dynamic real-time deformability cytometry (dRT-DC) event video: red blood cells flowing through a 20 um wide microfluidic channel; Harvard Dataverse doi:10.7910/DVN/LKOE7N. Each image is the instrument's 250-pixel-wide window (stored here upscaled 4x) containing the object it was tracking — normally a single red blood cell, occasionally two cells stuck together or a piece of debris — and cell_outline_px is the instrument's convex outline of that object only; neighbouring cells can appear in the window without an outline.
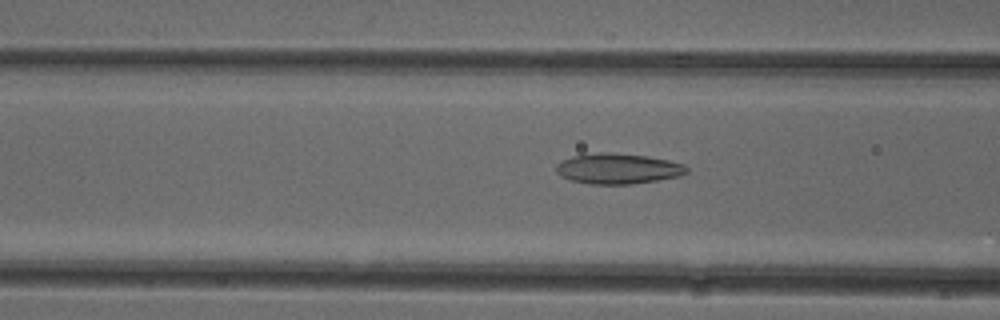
{"species": "common noctule bat (a hibernating species)", "species_latin": "Nyctalus noctula", "temperature_condition": "cold", "stored_images_in_passage": 34, "camera_frame_rate_fps": 3000, "um_per_image_px": 0.085, "animal": {"sex": "female"}, "frame": {"image": 1, "passage_image": 20, "time_ms": 6.333, "image_size_px": [1000, 320], "cell_outline_px": [[688, 172], [680, 176], [632, 184], [588, 184], [572, 180], [560, 176], [556, 172], [556, 164], [572, 156], [600, 152], [612, 152], [648, 156], [668, 160], [684, 164], [688, 168]], "centroid_in_image_um": [52.53, 14.33], "position_along_channel_um": 114.1, "area_um2": 23.24}}
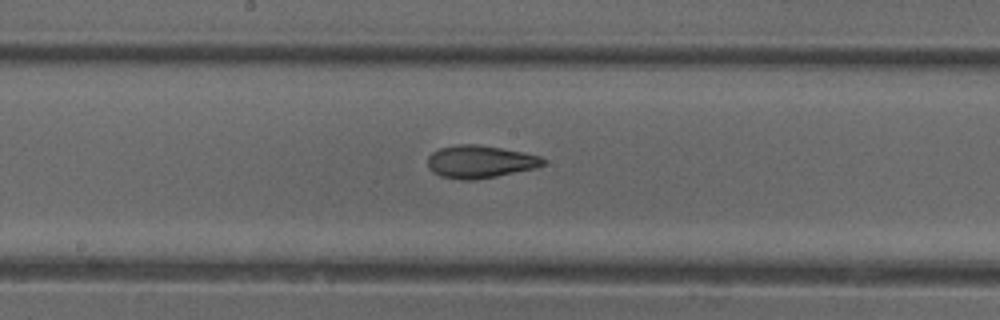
{"frame": {"image": 2, "passage_image": 27, "time_ms": 8.667, "image_size_px": [1000, 320], "cell_outline_px": [[548, 160], [544, 164], [536, 168], [476, 180], [460, 180], [440, 176], [432, 172], [428, 168], [428, 156], [432, 152], [440, 148], [456, 144], [476, 144], [524, 152], [540, 156]], "centroid_in_image_um": [40.8, 13.75], "position_along_channel_um": 207.4, "area_um2": 22.14}}
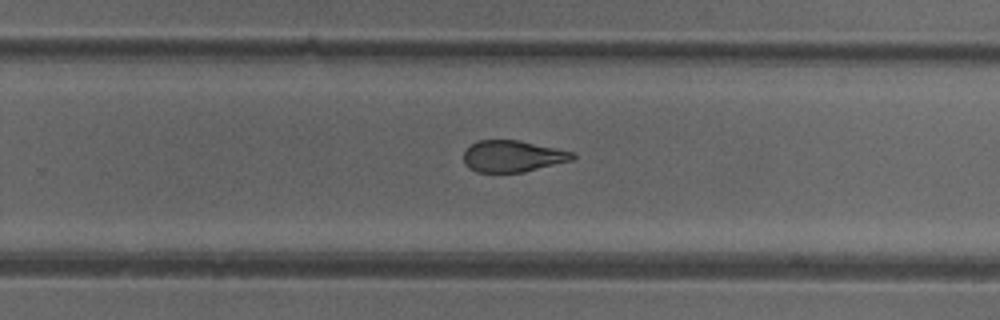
{"frame": {"image": 3, "passage_image": 33, "time_ms": 10.667, "image_size_px": [1000, 320], "cell_outline_px": [[576, 156], [572, 160], [524, 172], [476, 172], [468, 168], [464, 164], [464, 152], [472, 144], [480, 140], [520, 140], [556, 148], [572, 152]], "centroid_in_image_um": [43.56, 13.28], "position_along_channel_um": 286.2, "area_um2": 19.94}}